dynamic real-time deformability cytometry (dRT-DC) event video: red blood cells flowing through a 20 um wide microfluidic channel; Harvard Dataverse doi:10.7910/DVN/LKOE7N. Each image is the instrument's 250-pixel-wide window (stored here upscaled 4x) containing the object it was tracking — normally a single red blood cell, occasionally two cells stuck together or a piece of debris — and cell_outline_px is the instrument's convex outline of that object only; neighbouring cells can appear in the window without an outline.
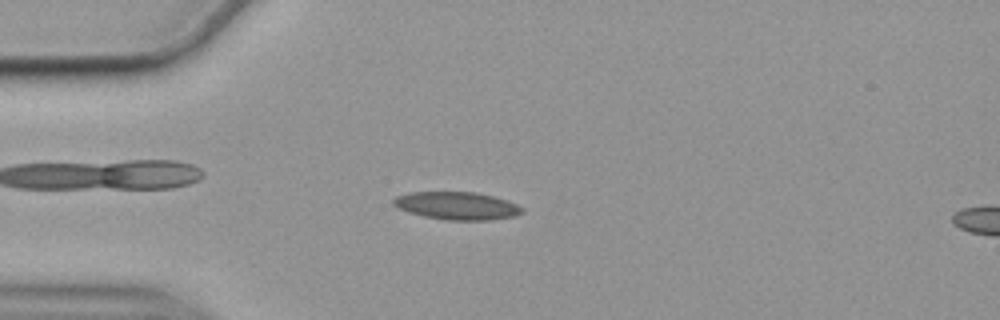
{"species": "common noctule bat (a hibernating species)", "species_latin": "Nyctalus noctula", "temperature_condition": "cold", "stored_images_in_passage": 56, "camera_frame_rate_fps": 3000, "um_per_image_px": 0.085, "animal": {"sex": "female", "body_mass_g": 19.9}, "frame": {"image": 1, "passage_image": 14, "time_ms": 4.333, "image_size_px": [1000, 320], "cell_outline_px": [[524, 212], [516, 216], [488, 220], [444, 220], [424, 216], [408, 212], [396, 208], [392, 204], [392, 200], [396, 196], [408, 192], [476, 192], [492, 196], [516, 204], [524, 208]], "centroid_in_image_um": [38.8, 17.49], "position_along_channel_um": 46.2, "area_um2": 20.92}}
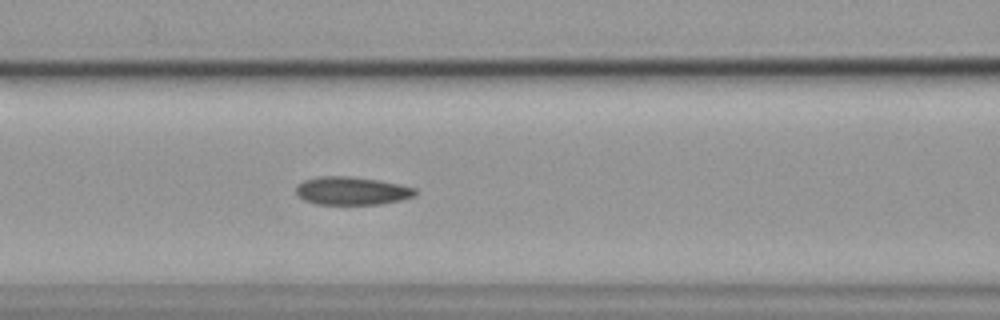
{"frame": {"image": 2, "passage_image": 23, "time_ms": 7.333, "image_size_px": [1000, 320], "cell_outline_px": [[416, 196], [400, 200], [380, 204], [316, 204], [304, 200], [296, 196], [296, 184], [304, 180], [320, 176], [348, 176], [376, 180], [400, 184], [416, 188]], "centroid_in_image_um": [29.87, 16.22], "position_along_channel_um": 136.7, "area_um2": 19.59}}
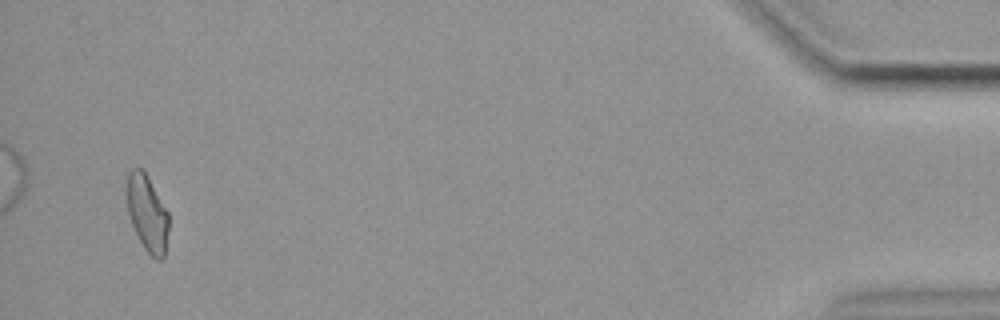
{"frame": {"image": 3, "passage_image": 54, "time_ms": 17.667, "image_size_px": [1000, 320], "cell_outline_px": [[168, 228], [164, 260], [156, 260], [144, 248], [132, 224], [128, 212], [128, 172], [132, 168], [144, 168], [168, 212]], "centroid_in_image_um": [12.54, 18.12], "position_along_channel_um": 422.7, "area_um2": 18.44}, "authors_computed_cell_mechanics": {"area_um2": 19.7387, "velocity_mm_per_s": 3.5433, "shape_relaxation_time_tau1_ms": null, "shape_relaxation_time_tau2_ms": 2.6738, "deformation_change_tau1": null, "deformation_change_tau2": 0.0907}}